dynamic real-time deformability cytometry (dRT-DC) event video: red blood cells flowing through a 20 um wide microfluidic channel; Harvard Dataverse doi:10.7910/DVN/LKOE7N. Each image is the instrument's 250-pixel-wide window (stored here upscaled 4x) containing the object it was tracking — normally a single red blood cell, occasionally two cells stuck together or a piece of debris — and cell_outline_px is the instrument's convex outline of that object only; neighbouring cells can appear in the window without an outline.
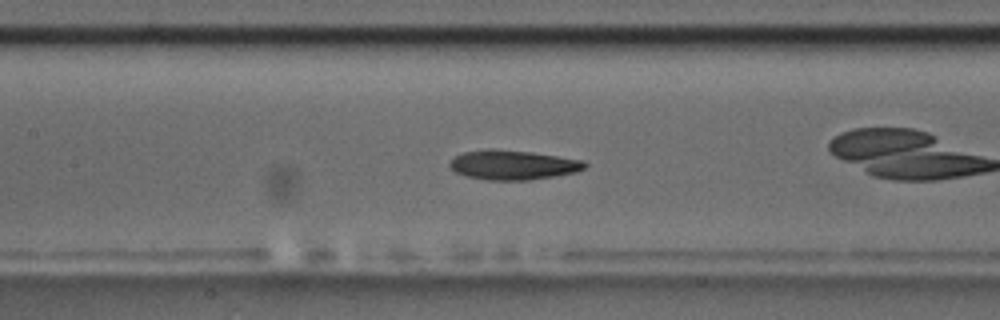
{"species": "common noctule bat (a hibernating species)", "species_latin": "Nyctalus noctula", "temperature_condition": "room temperature", "stored_images_in_passage": 30, "camera_frame_rate_fps": 3000, "um_per_image_px": 0.085, "animal": {"sex": "male", "body_mass_g": 17.5, "forearm_length_mm": 52.3}, "frame": {"image": 1, "passage_image": 9, "time_ms": 2.667, "image_size_px": [1000, 320], "cell_outline_px": [[588, 164], [584, 168], [576, 172], [556, 176], [528, 180], [488, 180], [468, 176], [456, 172], [448, 164], [456, 156], [464, 152], [488, 148], [492, 148], [532, 152], [584, 160]], "centroid_in_image_um": [43.63, 14.01], "position_along_channel_um": 163.8, "area_um2": 23.24}, "authors_computed_cell_mechanics": {"area_um2": 22.7443, "velocity_mm_per_s": 3.5612, "shape_relaxation_time_tau1_ms": 2.9095, "shape_relaxation_time_tau2_ms": 3.0907, "deformation_change_tau1": 0.1351, "deformation_change_tau2": 0.1024}}